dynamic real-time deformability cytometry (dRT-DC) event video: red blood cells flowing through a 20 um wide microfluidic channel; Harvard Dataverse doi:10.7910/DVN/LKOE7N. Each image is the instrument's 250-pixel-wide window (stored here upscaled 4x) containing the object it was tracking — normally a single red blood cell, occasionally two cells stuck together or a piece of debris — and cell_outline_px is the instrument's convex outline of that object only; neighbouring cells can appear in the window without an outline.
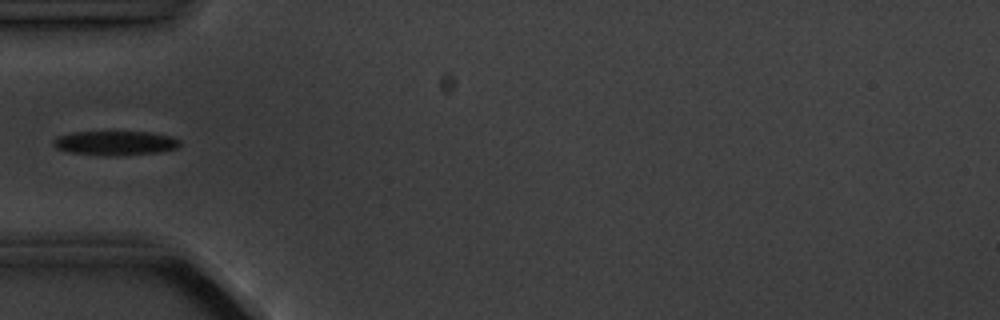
{"species": "common noctule bat (a hibernating species)", "species_latin": "Nyctalus noctula", "temperature_condition": "cold", "stored_images_in_passage": 9, "camera_frame_rate_fps": 3000, "um_per_image_px": 0.085, "animal": {"sex": "male", "body_mass_g": 20.1, "forearm_length_mm": 53.5}, "frame": {"image": 1, "passage_image": 4, "time_ms": 3.667, "image_size_px": [1000, 320], "cell_outline_px": [[180, 144], [176, 148], [160, 152], [120, 156], [100, 156], [68, 152], [56, 148], [52, 144], [52, 140], [56, 136], [72, 132], [152, 132], [172, 136], [180, 140]], "centroid_in_image_um": [9.76, 12.17], "position_along_channel_um": 75.2, "area_um2": 18.32}}
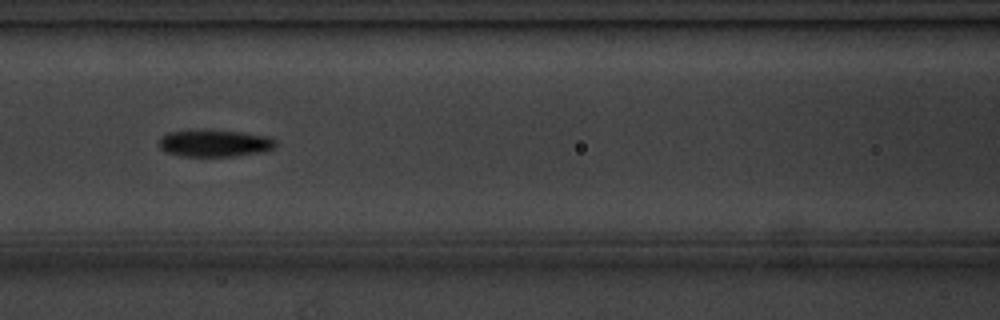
{"frame": {"image": 2, "passage_image": 6, "time_ms": 5.667, "image_size_px": [1000, 320], "cell_outline_px": [[276, 144], [272, 148], [260, 152], [236, 156], [180, 156], [164, 152], [160, 148], [160, 136], [168, 132], [204, 128], [240, 132], [268, 136], [276, 140]], "centroid_in_image_um": [18.19, 12.15], "position_along_channel_um": 148.4, "area_um2": 18.73}}
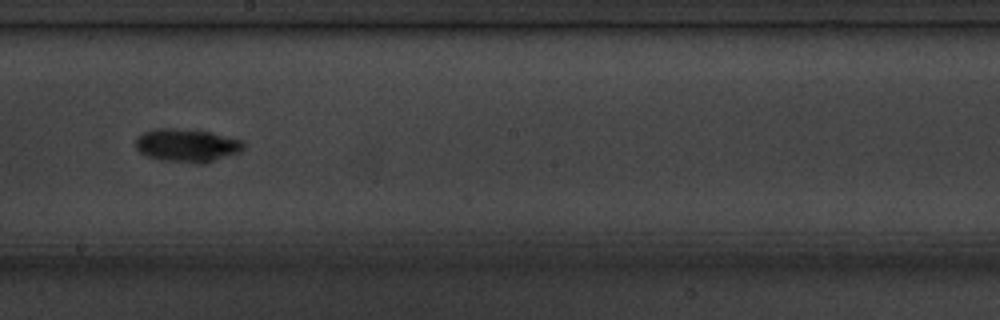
{"frame": {"image": 3, "passage_image": 8, "time_ms": 8.0, "image_size_px": [1000, 320], "cell_outline_px": [[244, 148], [240, 152], [228, 156], [212, 160], [160, 160], [148, 156], [140, 152], [136, 148], [136, 136], [144, 132], [156, 128], [176, 128], [208, 132], [240, 140], [244, 144]], "centroid_in_image_um": [15.83, 12.31], "position_along_channel_um": 232.4, "area_um2": 19.88}}